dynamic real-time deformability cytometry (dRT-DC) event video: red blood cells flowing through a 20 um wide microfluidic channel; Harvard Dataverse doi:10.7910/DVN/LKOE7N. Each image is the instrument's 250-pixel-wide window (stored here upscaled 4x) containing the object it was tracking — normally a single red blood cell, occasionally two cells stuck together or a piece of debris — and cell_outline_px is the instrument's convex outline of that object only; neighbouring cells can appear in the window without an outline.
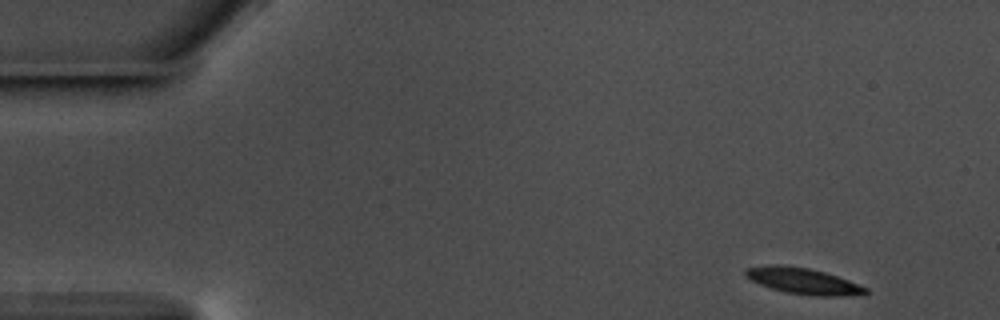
{"species": "common noctule bat (a hibernating species)", "species_latin": "Nyctalus noctula", "temperature_condition": "warm", "stored_images_in_passage": 53, "camera_frame_rate_fps": 3000, "um_per_image_px": 0.085, "animal": {"sex": "male", "body_mass_g": 17.5, "forearm_length_mm": 52.3}, "frame": {"image": 1, "passage_image": 1, "time_ms": 0.0, "image_size_px": [1000, 320], "cell_outline_px": [[872, 292], [864, 296], [812, 296], [788, 292], [772, 288], [760, 284], [744, 276], [744, 268], [772, 264], [780, 264], [808, 268], [824, 272], [848, 280], [868, 288]], "centroid_in_image_um": [68.33, 23.89], "position_along_channel_um": 16.7, "area_um2": 18.5}}
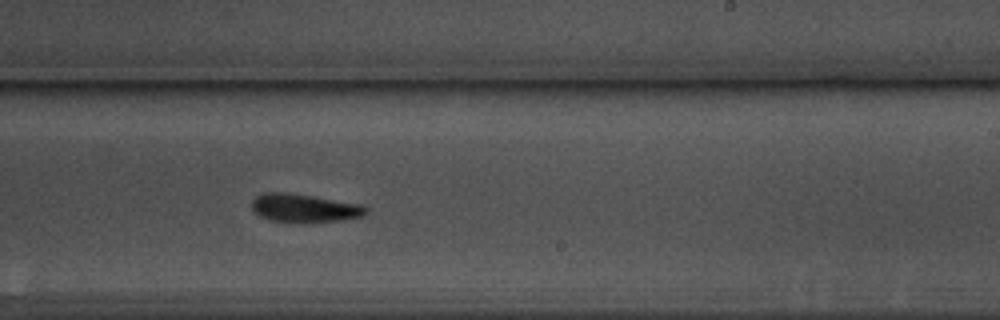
{"frame": {"image": 2, "passage_image": 31, "time_ms": 10.0, "image_size_px": [1000, 320], "cell_outline_px": [[368, 212], [364, 216], [344, 220], [304, 224], [292, 224], [268, 220], [260, 216], [252, 208], [252, 200], [256, 196], [264, 192], [284, 192], [312, 196], [360, 204], [368, 208]], "centroid_in_image_um": [25.87, 17.73], "position_along_channel_um": 263.1, "area_um2": 19.42}}
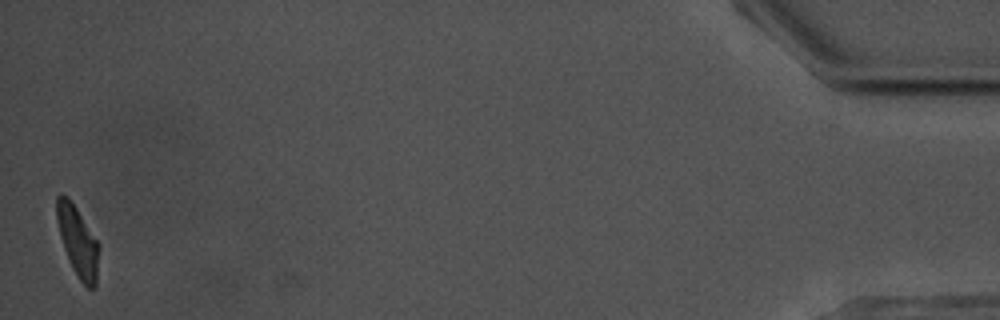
{"frame": {"image": 3, "passage_image": 53, "time_ms": 17.333, "image_size_px": [1000, 320], "cell_outline_px": [[100, 248], [96, 288], [88, 288], [80, 280], [72, 268], [64, 248], [60, 236], [56, 220], [56, 196], [60, 192], [68, 196], [100, 244]], "centroid_in_image_um": [6.62, 20.51], "position_along_channel_um": 428.6, "area_um2": 17.46}, "authors_computed_cell_mechanics": {"area_um2": 18.7272, "velocity_mm_per_s": 3.5496, "shape_relaxation_time_tau1_ms": null, "shape_relaxation_time_tau2_ms": 2.0097, "deformation_change_tau1": null, "deformation_change_tau2": 0.0921}}